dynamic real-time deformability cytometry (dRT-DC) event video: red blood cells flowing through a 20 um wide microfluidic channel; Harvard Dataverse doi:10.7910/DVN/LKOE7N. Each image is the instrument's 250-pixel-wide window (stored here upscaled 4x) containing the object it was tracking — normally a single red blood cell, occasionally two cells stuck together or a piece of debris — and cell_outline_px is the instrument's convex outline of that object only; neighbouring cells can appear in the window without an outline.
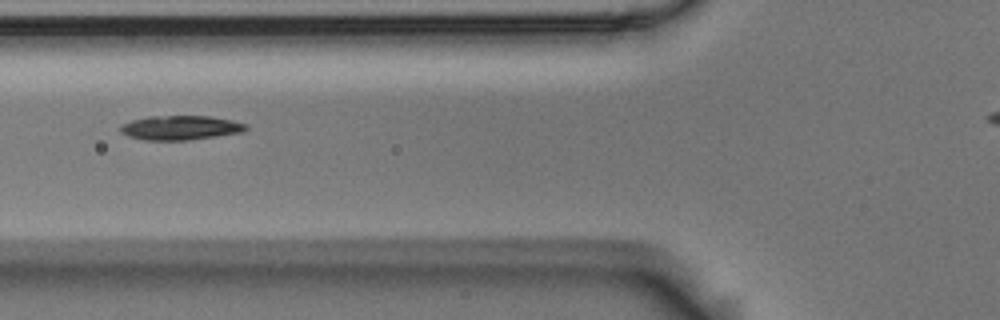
{"species": "Egyptian fruit bat (a non-hibernating species)", "species_latin": "Rousettus aegyptiacus", "temperature_condition": "room temperature", "stored_images_in_passage": 8, "camera_frame_rate_fps": 3000, "um_per_image_px": 0.085, "animal": {"sex": "male"}, "frame": {"image": 1, "passage_image": 4, "time_ms": 1.0, "image_size_px": [1000, 320], "cell_outline_px": [[248, 128], [244, 132], [188, 140], [144, 140], [128, 136], [120, 132], [120, 124], [132, 120], [148, 116], [212, 116], [232, 120], [248, 124]], "centroid_in_image_um": [15.35, 10.85], "position_along_channel_um": 110.5, "area_um2": 17.98}}
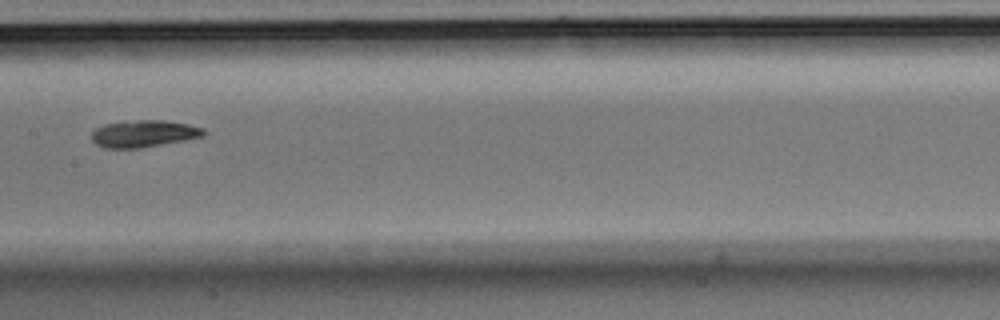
{"frame": {"image": 2, "passage_image": 6, "time_ms": 1.667, "image_size_px": [1000, 320], "cell_outline_px": [[208, 132], [204, 136], [184, 140], [140, 148], [104, 148], [96, 144], [92, 140], [92, 132], [96, 128], [104, 124], [136, 120], [164, 120], [188, 124], [204, 128]], "centroid_in_image_um": [12.24, 11.36], "position_along_channel_um": 195.2, "area_um2": 17.63}}
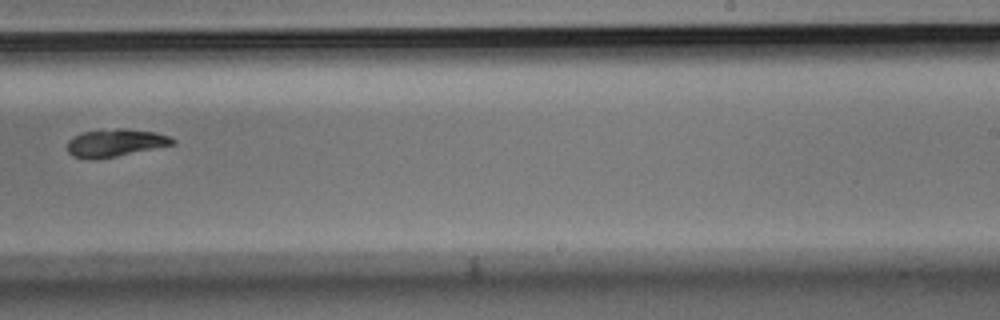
{"frame": {"image": 3, "passage_image": 8, "time_ms": 2.333, "image_size_px": [1000, 320], "cell_outline_px": [[176, 144], [116, 156], [92, 160], [88, 160], [72, 156], [68, 152], [68, 140], [72, 136], [80, 132], [100, 128], [124, 128], [156, 132], [168, 136], [176, 140]], "centroid_in_image_um": [9.76, 12.12], "position_along_channel_um": 279.2, "area_um2": 17.4}}